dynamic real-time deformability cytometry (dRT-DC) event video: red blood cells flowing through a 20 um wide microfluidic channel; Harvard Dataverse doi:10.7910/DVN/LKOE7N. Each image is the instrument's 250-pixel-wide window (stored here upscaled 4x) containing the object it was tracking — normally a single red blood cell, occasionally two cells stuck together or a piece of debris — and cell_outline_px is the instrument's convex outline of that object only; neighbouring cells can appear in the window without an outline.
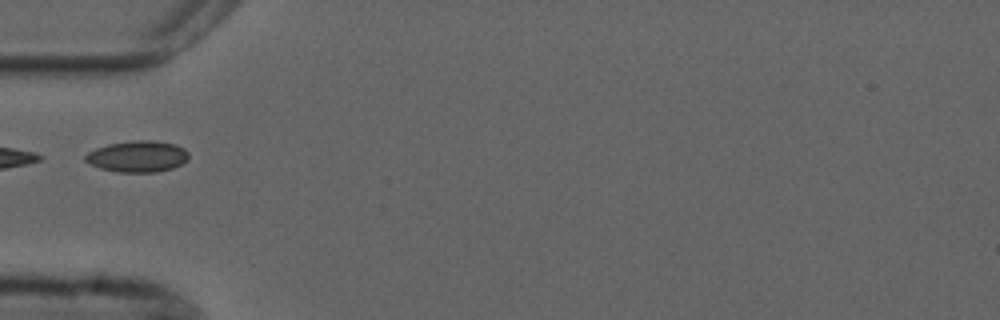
{"species": "common noctule bat (a hibernating species)", "species_latin": "Nyctalus noctula", "temperature_condition": "cold", "stored_images_in_passage": 1, "camera_frame_rate_fps": 3000, "um_per_image_px": 0.085, "animal": {"sex": "male", "forearm_length_mm": 52.5}, "frame": {"image": 1, "passage_image": 1, "time_ms": 0.0, "image_size_px": [1000, 320], "cell_outline_px": [[188, 160], [172, 168], [156, 172], [120, 172], [100, 168], [84, 160], [84, 156], [88, 152], [96, 148], [108, 144], [136, 140], [152, 140], [176, 144], [184, 148], [188, 152]], "centroid_in_image_um": [11.7, 13.29], "position_along_channel_um": 73.3, "area_um2": 18.79}}